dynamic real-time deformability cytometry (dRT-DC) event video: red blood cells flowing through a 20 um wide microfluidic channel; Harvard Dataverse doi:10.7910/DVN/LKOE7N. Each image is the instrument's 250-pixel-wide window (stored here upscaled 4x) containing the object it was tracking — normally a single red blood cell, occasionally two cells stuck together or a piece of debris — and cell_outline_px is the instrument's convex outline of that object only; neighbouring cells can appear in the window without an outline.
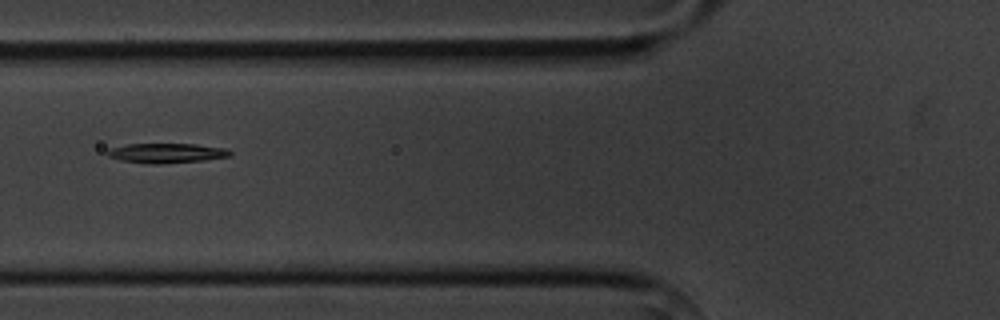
{"species": "common noctule bat (a hibernating species)", "species_latin": "Nyctalus noctula", "temperature_condition": "cold", "stored_images_in_passage": 6, "camera_frame_rate_fps": 3000, "um_per_image_px": 0.085, "animal": {"sex": "male", "body_mass_g": 20.1, "forearm_length_mm": 53.5}, "frame": {"image": 1, "passage_image": 6, "time_ms": 5.667, "image_size_px": [1000, 320], "cell_outline_px": [[232, 156], [204, 160], [156, 164], [152, 164], [120, 160], [108, 156], [104, 152], [108, 148], [128, 144], [196, 144], [228, 148], [232, 152]], "centroid_in_image_um": [14.16, 13.0], "position_along_channel_um": 111.6, "area_um2": 14.22}}